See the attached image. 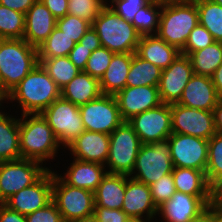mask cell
<instances>
[{
	"label": "cell",
	"instance_id": "cell-52",
	"mask_svg": "<svg viewBox=\"0 0 222 222\" xmlns=\"http://www.w3.org/2000/svg\"><path fill=\"white\" fill-rule=\"evenodd\" d=\"M212 82L215 86L218 96L222 99V63L217 67L211 76Z\"/></svg>",
	"mask_w": 222,
	"mask_h": 222
},
{
	"label": "cell",
	"instance_id": "cell-49",
	"mask_svg": "<svg viewBox=\"0 0 222 222\" xmlns=\"http://www.w3.org/2000/svg\"><path fill=\"white\" fill-rule=\"evenodd\" d=\"M78 43L81 46L89 48L91 52L102 46L96 30L92 26L85 32V35L79 40Z\"/></svg>",
	"mask_w": 222,
	"mask_h": 222
},
{
	"label": "cell",
	"instance_id": "cell-35",
	"mask_svg": "<svg viewBox=\"0 0 222 222\" xmlns=\"http://www.w3.org/2000/svg\"><path fill=\"white\" fill-rule=\"evenodd\" d=\"M75 42L56 27L47 39L37 48L38 58L68 56Z\"/></svg>",
	"mask_w": 222,
	"mask_h": 222
},
{
	"label": "cell",
	"instance_id": "cell-6",
	"mask_svg": "<svg viewBox=\"0 0 222 222\" xmlns=\"http://www.w3.org/2000/svg\"><path fill=\"white\" fill-rule=\"evenodd\" d=\"M142 143L133 127L124 121L110 134L107 173L130 175ZM108 167V168H107Z\"/></svg>",
	"mask_w": 222,
	"mask_h": 222
},
{
	"label": "cell",
	"instance_id": "cell-24",
	"mask_svg": "<svg viewBox=\"0 0 222 222\" xmlns=\"http://www.w3.org/2000/svg\"><path fill=\"white\" fill-rule=\"evenodd\" d=\"M135 53L163 70L172 64L181 51L166 43L157 34H151L140 36Z\"/></svg>",
	"mask_w": 222,
	"mask_h": 222
},
{
	"label": "cell",
	"instance_id": "cell-28",
	"mask_svg": "<svg viewBox=\"0 0 222 222\" xmlns=\"http://www.w3.org/2000/svg\"><path fill=\"white\" fill-rule=\"evenodd\" d=\"M134 53L114 54L106 72L101 77L100 87L103 94L116 95L126 87V78L130 70Z\"/></svg>",
	"mask_w": 222,
	"mask_h": 222
},
{
	"label": "cell",
	"instance_id": "cell-22",
	"mask_svg": "<svg viewBox=\"0 0 222 222\" xmlns=\"http://www.w3.org/2000/svg\"><path fill=\"white\" fill-rule=\"evenodd\" d=\"M208 205L198 196L176 191L173 196L158 207V215L165 222H188L204 211Z\"/></svg>",
	"mask_w": 222,
	"mask_h": 222
},
{
	"label": "cell",
	"instance_id": "cell-34",
	"mask_svg": "<svg viewBox=\"0 0 222 222\" xmlns=\"http://www.w3.org/2000/svg\"><path fill=\"white\" fill-rule=\"evenodd\" d=\"M161 9L162 1L157 0H150L139 9L131 23L141 36L157 34Z\"/></svg>",
	"mask_w": 222,
	"mask_h": 222
},
{
	"label": "cell",
	"instance_id": "cell-13",
	"mask_svg": "<svg viewBox=\"0 0 222 222\" xmlns=\"http://www.w3.org/2000/svg\"><path fill=\"white\" fill-rule=\"evenodd\" d=\"M168 141L174 167L192 168L205 173L208 161V140L172 133Z\"/></svg>",
	"mask_w": 222,
	"mask_h": 222
},
{
	"label": "cell",
	"instance_id": "cell-7",
	"mask_svg": "<svg viewBox=\"0 0 222 222\" xmlns=\"http://www.w3.org/2000/svg\"><path fill=\"white\" fill-rule=\"evenodd\" d=\"M174 169L168 139L142 144L129 177L151 185Z\"/></svg>",
	"mask_w": 222,
	"mask_h": 222
},
{
	"label": "cell",
	"instance_id": "cell-46",
	"mask_svg": "<svg viewBox=\"0 0 222 222\" xmlns=\"http://www.w3.org/2000/svg\"><path fill=\"white\" fill-rule=\"evenodd\" d=\"M91 53L92 52L89 50V48L76 43L74 48L70 51L68 57L78 69L84 71Z\"/></svg>",
	"mask_w": 222,
	"mask_h": 222
},
{
	"label": "cell",
	"instance_id": "cell-11",
	"mask_svg": "<svg viewBox=\"0 0 222 222\" xmlns=\"http://www.w3.org/2000/svg\"><path fill=\"white\" fill-rule=\"evenodd\" d=\"M85 130L111 134L124 120L115 95L102 94L79 106Z\"/></svg>",
	"mask_w": 222,
	"mask_h": 222
},
{
	"label": "cell",
	"instance_id": "cell-10",
	"mask_svg": "<svg viewBox=\"0 0 222 222\" xmlns=\"http://www.w3.org/2000/svg\"><path fill=\"white\" fill-rule=\"evenodd\" d=\"M58 142L65 148L85 131L79 106L63 99H56L42 113Z\"/></svg>",
	"mask_w": 222,
	"mask_h": 222
},
{
	"label": "cell",
	"instance_id": "cell-9",
	"mask_svg": "<svg viewBox=\"0 0 222 222\" xmlns=\"http://www.w3.org/2000/svg\"><path fill=\"white\" fill-rule=\"evenodd\" d=\"M49 168L40 162L20 158L0 162V204L35 183Z\"/></svg>",
	"mask_w": 222,
	"mask_h": 222
},
{
	"label": "cell",
	"instance_id": "cell-31",
	"mask_svg": "<svg viewBox=\"0 0 222 222\" xmlns=\"http://www.w3.org/2000/svg\"><path fill=\"white\" fill-rule=\"evenodd\" d=\"M196 75L211 77L222 63V42L215 41L204 49L188 55Z\"/></svg>",
	"mask_w": 222,
	"mask_h": 222
},
{
	"label": "cell",
	"instance_id": "cell-17",
	"mask_svg": "<svg viewBox=\"0 0 222 222\" xmlns=\"http://www.w3.org/2000/svg\"><path fill=\"white\" fill-rule=\"evenodd\" d=\"M115 97L124 121L162 104L158 86H126Z\"/></svg>",
	"mask_w": 222,
	"mask_h": 222
},
{
	"label": "cell",
	"instance_id": "cell-57",
	"mask_svg": "<svg viewBox=\"0 0 222 222\" xmlns=\"http://www.w3.org/2000/svg\"><path fill=\"white\" fill-rule=\"evenodd\" d=\"M152 219L146 217H128L127 222H151Z\"/></svg>",
	"mask_w": 222,
	"mask_h": 222
},
{
	"label": "cell",
	"instance_id": "cell-26",
	"mask_svg": "<svg viewBox=\"0 0 222 222\" xmlns=\"http://www.w3.org/2000/svg\"><path fill=\"white\" fill-rule=\"evenodd\" d=\"M175 189L178 192L200 197L210 205V185L205 173L192 168L174 167L172 172Z\"/></svg>",
	"mask_w": 222,
	"mask_h": 222
},
{
	"label": "cell",
	"instance_id": "cell-18",
	"mask_svg": "<svg viewBox=\"0 0 222 222\" xmlns=\"http://www.w3.org/2000/svg\"><path fill=\"white\" fill-rule=\"evenodd\" d=\"M110 135L85 130L66 148L73 159L105 165L109 154Z\"/></svg>",
	"mask_w": 222,
	"mask_h": 222
},
{
	"label": "cell",
	"instance_id": "cell-21",
	"mask_svg": "<svg viewBox=\"0 0 222 222\" xmlns=\"http://www.w3.org/2000/svg\"><path fill=\"white\" fill-rule=\"evenodd\" d=\"M25 20L23 39L36 48L52 33L57 22V19L40 0H37L26 12Z\"/></svg>",
	"mask_w": 222,
	"mask_h": 222
},
{
	"label": "cell",
	"instance_id": "cell-44",
	"mask_svg": "<svg viewBox=\"0 0 222 222\" xmlns=\"http://www.w3.org/2000/svg\"><path fill=\"white\" fill-rule=\"evenodd\" d=\"M27 222H64L56 204L51 201L44 208L26 215Z\"/></svg>",
	"mask_w": 222,
	"mask_h": 222
},
{
	"label": "cell",
	"instance_id": "cell-2",
	"mask_svg": "<svg viewBox=\"0 0 222 222\" xmlns=\"http://www.w3.org/2000/svg\"><path fill=\"white\" fill-rule=\"evenodd\" d=\"M37 48L21 39H0V97L4 99L38 64Z\"/></svg>",
	"mask_w": 222,
	"mask_h": 222
},
{
	"label": "cell",
	"instance_id": "cell-38",
	"mask_svg": "<svg viewBox=\"0 0 222 222\" xmlns=\"http://www.w3.org/2000/svg\"><path fill=\"white\" fill-rule=\"evenodd\" d=\"M108 0H68V14L93 23Z\"/></svg>",
	"mask_w": 222,
	"mask_h": 222
},
{
	"label": "cell",
	"instance_id": "cell-12",
	"mask_svg": "<svg viewBox=\"0 0 222 222\" xmlns=\"http://www.w3.org/2000/svg\"><path fill=\"white\" fill-rule=\"evenodd\" d=\"M128 123L142 144L166 140L172 134L171 105L162 103L133 116Z\"/></svg>",
	"mask_w": 222,
	"mask_h": 222
},
{
	"label": "cell",
	"instance_id": "cell-37",
	"mask_svg": "<svg viewBox=\"0 0 222 222\" xmlns=\"http://www.w3.org/2000/svg\"><path fill=\"white\" fill-rule=\"evenodd\" d=\"M208 184L211 186L222 178V134L215 133L208 140V161L205 170Z\"/></svg>",
	"mask_w": 222,
	"mask_h": 222
},
{
	"label": "cell",
	"instance_id": "cell-15",
	"mask_svg": "<svg viewBox=\"0 0 222 222\" xmlns=\"http://www.w3.org/2000/svg\"><path fill=\"white\" fill-rule=\"evenodd\" d=\"M52 201V170L48 169L35 183L23 188L3 204L10 210L28 215Z\"/></svg>",
	"mask_w": 222,
	"mask_h": 222
},
{
	"label": "cell",
	"instance_id": "cell-58",
	"mask_svg": "<svg viewBox=\"0 0 222 222\" xmlns=\"http://www.w3.org/2000/svg\"><path fill=\"white\" fill-rule=\"evenodd\" d=\"M212 1L222 6V0H212Z\"/></svg>",
	"mask_w": 222,
	"mask_h": 222
},
{
	"label": "cell",
	"instance_id": "cell-56",
	"mask_svg": "<svg viewBox=\"0 0 222 222\" xmlns=\"http://www.w3.org/2000/svg\"><path fill=\"white\" fill-rule=\"evenodd\" d=\"M211 222H222V214L216 212L212 207H211Z\"/></svg>",
	"mask_w": 222,
	"mask_h": 222
},
{
	"label": "cell",
	"instance_id": "cell-14",
	"mask_svg": "<svg viewBox=\"0 0 222 222\" xmlns=\"http://www.w3.org/2000/svg\"><path fill=\"white\" fill-rule=\"evenodd\" d=\"M172 133L186 134L209 140L215 133L213 111L171 104Z\"/></svg>",
	"mask_w": 222,
	"mask_h": 222
},
{
	"label": "cell",
	"instance_id": "cell-27",
	"mask_svg": "<svg viewBox=\"0 0 222 222\" xmlns=\"http://www.w3.org/2000/svg\"><path fill=\"white\" fill-rule=\"evenodd\" d=\"M125 190V174L106 173L94 192L95 206L122 209Z\"/></svg>",
	"mask_w": 222,
	"mask_h": 222
},
{
	"label": "cell",
	"instance_id": "cell-43",
	"mask_svg": "<svg viewBox=\"0 0 222 222\" xmlns=\"http://www.w3.org/2000/svg\"><path fill=\"white\" fill-rule=\"evenodd\" d=\"M108 6L124 20L132 21L139 9L150 0H109Z\"/></svg>",
	"mask_w": 222,
	"mask_h": 222
},
{
	"label": "cell",
	"instance_id": "cell-53",
	"mask_svg": "<svg viewBox=\"0 0 222 222\" xmlns=\"http://www.w3.org/2000/svg\"><path fill=\"white\" fill-rule=\"evenodd\" d=\"M213 113L216 133L222 134V99L215 106Z\"/></svg>",
	"mask_w": 222,
	"mask_h": 222
},
{
	"label": "cell",
	"instance_id": "cell-39",
	"mask_svg": "<svg viewBox=\"0 0 222 222\" xmlns=\"http://www.w3.org/2000/svg\"><path fill=\"white\" fill-rule=\"evenodd\" d=\"M92 26L87 20L67 14L64 17L58 18L56 28L63 34H66L75 43L85 35V32Z\"/></svg>",
	"mask_w": 222,
	"mask_h": 222
},
{
	"label": "cell",
	"instance_id": "cell-1",
	"mask_svg": "<svg viewBox=\"0 0 222 222\" xmlns=\"http://www.w3.org/2000/svg\"><path fill=\"white\" fill-rule=\"evenodd\" d=\"M60 97L61 89L38 63L3 101H17L22 114H37Z\"/></svg>",
	"mask_w": 222,
	"mask_h": 222
},
{
	"label": "cell",
	"instance_id": "cell-55",
	"mask_svg": "<svg viewBox=\"0 0 222 222\" xmlns=\"http://www.w3.org/2000/svg\"><path fill=\"white\" fill-rule=\"evenodd\" d=\"M70 222H99L97 217L92 214L90 216L84 217V218H80V219H76Z\"/></svg>",
	"mask_w": 222,
	"mask_h": 222
},
{
	"label": "cell",
	"instance_id": "cell-23",
	"mask_svg": "<svg viewBox=\"0 0 222 222\" xmlns=\"http://www.w3.org/2000/svg\"><path fill=\"white\" fill-rule=\"evenodd\" d=\"M73 160L64 176L59 175V177L70 186L86 189L94 193L107 173L105 165L78 159Z\"/></svg>",
	"mask_w": 222,
	"mask_h": 222
},
{
	"label": "cell",
	"instance_id": "cell-41",
	"mask_svg": "<svg viewBox=\"0 0 222 222\" xmlns=\"http://www.w3.org/2000/svg\"><path fill=\"white\" fill-rule=\"evenodd\" d=\"M151 196L156 207L168 201L176 192L172 173L162 176L159 180L149 185Z\"/></svg>",
	"mask_w": 222,
	"mask_h": 222
},
{
	"label": "cell",
	"instance_id": "cell-51",
	"mask_svg": "<svg viewBox=\"0 0 222 222\" xmlns=\"http://www.w3.org/2000/svg\"><path fill=\"white\" fill-rule=\"evenodd\" d=\"M0 222H27L26 216L0 204Z\"/></svg>",
	"mask_w": 222,
	"mask_h": 222
},
{
	"label": "cell",
	"instance_id": "cell-25",
	"mask_svg": "<svg viewBox=\"0 0 222 222\" xmlns=\"http://www.w3.org/2000/svg\"><path fill=\"white\" fill-rule=\"evenodd\" d=\"M99 79L80 71L61 89V97L74 105L81 106L101 96Z\"/></svg>",
	"mask_w": 222,
	"mask_h": 222
},
{
	"label": "cell",
	"instance_id": "cell-45",
	"mask_svg": "<svg viewBox=\"0 0 222 222\" xmlns=\"http://www.w3.org/2000/svg\"><path fill=\"white\" fill-rule=\"evenodd\" d=\"M94 215L99 222H127L128 216L122 209H108L95 206Z\"/></svg>",
	"mask_w": 222,
	"mask_h": 222
},
{
	"label": "cell",
	"instance_id": "cell-32",
	"mask_svg": "<svg viewBox=\"0 0 222 222\" xmlns=\"http://www.w3.org/2000/svg\"><path fill=\"white\" fill-rule=\"evenodd\" d=\"M38 62L60 89L81 71L70 61L68 56L38 58Z\"/></svg>",
	"mask_w": 222,
	"mask_h": 222
},
{
	"label": "cell",
	"instance_id": "cell-54",
	"mask_svg": "<svg viewBox=\"0 0 222 222\" xmlns=\"http://www.w3.org/2000/svg\"><path fill=\"white\" fill-rule=\"evenodd\" d=\"M188 222H211V206L209 205L198 216H196L195 218H192Z\"/></svg>",
	"mask_w": 222,
	"mask_h": 222
},
{
	"label": "cell",
	"instance_id": "cell-40",
	"mask_svg": "<svg viewBox=\"0 0 222 222\" xmlns=\"http://www.w3.org/2000/svg\"><path fill=\"white\" fill-rule=\"evenodd\" d=\"M114 54L115 53L111 52L103 46L99 47L93 51L88 58L84 72L100 80L111 63Z\"/></svg>",
	"mask_w": 222,
	"mask_h": 222
},
{
	"label": "cell",
	"instance_id": "cell-16",
	"mask_svg": "<svg viewBox=\"0 0 222 222\" xmlns=\"http://www.w3.org/2000/svg\"><path fill=\"white\" fill-rule=\"evenodd\" d=\"M193 75L190 58L180 54L169 67L162 70L158 84L161 102L169 105L178 103Z\"/></svg>",
	"mask_w": 222,
	"mask_h": 222
},
{
	"label": "cell",
	"instance_id": "cell-36",
	"mask_svg": "<svg viewBox=\"0 0 222 222\" xmlns=\"http://www.w3.org/2000/svg\"><path fill=\"white\" fill-rule=\"evenodd\" d=\"M25 22V14L0 4V39L23 38Z\"/></svg>",
	"mask_w": 222,
	"mask_h": 222
},
{
	"label": "cell",
	"instance_id": "cell-42",
	"mask_svg": "<svg viewBox=\"0 0 222 222\" xmlns=\"http://www.w3.org/2000/svg\"><path fill=\"white\" fill-rule=\"evenodd\" d=\"M214 42L215 40L211 33L199 23L191 31L185 47L181 50V54L188 56L197 50L206 48Z\"/></svg>",
	"mask_w": 222,
	"mask_h": 222
},
{
	"label": "cell",
	"instance_id": "cell-60",
	"mask_svg": "<svg viewBox=\"0 0 222 222\" xmlns=\"http://www.w3.org/2000/svg\"><path fill=\"white\" fill-rule=\"evenodd\" d=\"M157 1H163V2H165V1H174V0H157Z\"/></svg>",
	"mask_w": 222,
	"mask_h": 222
},
{
	"label": "cell",
	"instance_id": "cell-59",
	"mask_svg": "<svg viewBox=\"0 0 222 222\" xmlns=\"http://www.w3.org/2000/svg\"><path fill=\"white\" fill-rule=\"evenodd\" d=\"M3 103V99L0 97V106L2 105Z\"/></svg>",
	"mask_w": 222,
	"mask_h": 222
},
{
	"label": "cell",
	"instance_id": "cell-29",
	"mask_svg": "<svg viewBox=\"0 0 222 222\" xmlns=\"http://www.w3.org/2000/svg\"><path fill=\"white\" fill-rule=\"evenodd\" d=\"M3 105L0 108L3 109ZM0 110V162L21 158L19 142V118Z\"/></svg>",
	"mask_w": 222,
	"mask_h": 222
},
{
	"label": "cell",
	"instance_id": "cell-50",
	"mask_svg": "<svg viewBox=\"0 0 222 222\" xmlns=\"http://www.w3.org/2000/svg\"><path fill=\"white\" fill-rule=\"evenodd\" d=\"M37 0H0V4L16 12L26 14Z\"/></svg>",
	"mask_w": 222,
	"mask_h": 222
},
{
	"label": "cell",
	"instance_id": "cell-33",
	"mask_svg": "<svg viewBox=\"0 0 222 222\" xmlns=\"http://www.w3.org/2000/svg\"><path fill=\"white\" fill-rule=\"evenodd\" d=\"M199 13V23L217 42H222V6L212 0H194Z\"/></svg>",
	"mask_w": 222,
	"mask_h": 222
},
{
	"label": "cell",
	"instance_id": "cell-3",
	"mask_svg": "<svg viewBox=\"0 0 222 222\" xmlns=\"http://www.w3.org/2000/svg\"><path fill=\"white\" fill-rule=\"evenodd\" d=\"M19 118V142L21 158L34 160L43 165L54 160L61 144L41 113L21 114ZM48 159V160H47Z\"/></svg>",
	"mask_w": 222,
	"mask_h": 222
},
{
	"label": "cell",
	"instance_id": "cell-30",
	"mask_svg": "<svg viewBox=\"0 0 222 222\" xmlns=\"http://www.w3.org/2000/svg\"><path fill=\"white\" fill-rule=\"evenodd\" d=\"M162 70L134 53L126 86H158Z\"/></svg>",
	"mask_w": 222,
	"mask_h": 222
},
{
	"label": "cell",
	"instance_id": "cell-5",
	"mask_svg": "<svg viewBox=\"0 0 222 222\" xmlns=\"http://www.w3.org/2000/svg\"><path fill=\"white\" fill-rule=\"evenodd\" d=\"M92 27L96 30L101 45L111 52H136L141 35L130 21L120 17L108 4L94 20Z\"/></svg>",
	"mask_w": 222,
	"mask_h": 222
},
{
	"label": "cell",
	"instance_id": "cell-4",
	"mask_svg": "<svg viewBox=\"0 0 222 222\" xmlns=\"http://www.w3.org/2000/svg\"><path fill=\"white\" fill-rule=\"evenodd\" d=\"M198 24L199 13L194 0L162 1L157 35L166 43L181 51Z\"/></svg>",
	"mask_w": 222,
	"mask_h": 222
},
{
	"label": "cell",
	"instance_id": "cell-48",
	"mask_svg": "<svg viewBox=\"0 0 222 222\" xmlns=\"http://www.w3.org/2000/svg\"><path fill=\"white\" fill-rule=\"evenodd\" d=\"M210 206L222 214V178L214 182L210 187Z\"/></svg>",
	"mask_w": 222,
	"mask_h": 222
},
{
	"label": "cell",
	"instance_id": "cell-19",
	"mask_svg": "<svg viewBox=\"0 0 222 222\" xmlns=\"http://www.w3.org/2000/svg\"><path fill=\"white\" fill-rule=\"evenodd\" d=\"M219 100L211 77L194 74L186 84L178 104L213 111Z\"/></svg>",
	"mask_w": 222,
	"mask_h": 222
},
{
	"label": "cell",
	"instance_id": "cell-20",
	"mask_svg": "<svg viewBox=\"0 0 222 222\" xmlns=\"http://www.w3.org/2000/svg\"><path fill=\"white\" fill-rule=\"evenodd\" d=\"M122 210L128 217L156 218L158 208L152 200L149 185L126 175V190Z\"/></svg>",
	"mask_w": 222,
	"mask_h": 222
},
{
	"label": "cell",
	"instance_id": "cell-8",
	"mask_svg": "<svg viewBox=\"0 0 222 222\" xmlns=\"http://www.w3.org/2000/svg\"><path fill=\"white\" fill-rule=\"evenodd\" d=\"M52 201L56 204L64 222L94 214V193L66 184L54 171H52Z\"/></svg>",
	"mask_w": 222,
	"mask_h": 222
},
{
	"label": "cell",
	"instance_id": "cell-47",
	"mask_svg": "<svg viewBox=\"0 0 222 222\" xmlns=\"http://www.w3.org/2000/svg\"><path fill=\"white\" fill-rule=\"evenodd\" d=\"M52 13V15L58 19L68 14V0H40Z\"/></svg>",
	"mask_w": 222,
	"mask_h": 222
}]
</instances>
